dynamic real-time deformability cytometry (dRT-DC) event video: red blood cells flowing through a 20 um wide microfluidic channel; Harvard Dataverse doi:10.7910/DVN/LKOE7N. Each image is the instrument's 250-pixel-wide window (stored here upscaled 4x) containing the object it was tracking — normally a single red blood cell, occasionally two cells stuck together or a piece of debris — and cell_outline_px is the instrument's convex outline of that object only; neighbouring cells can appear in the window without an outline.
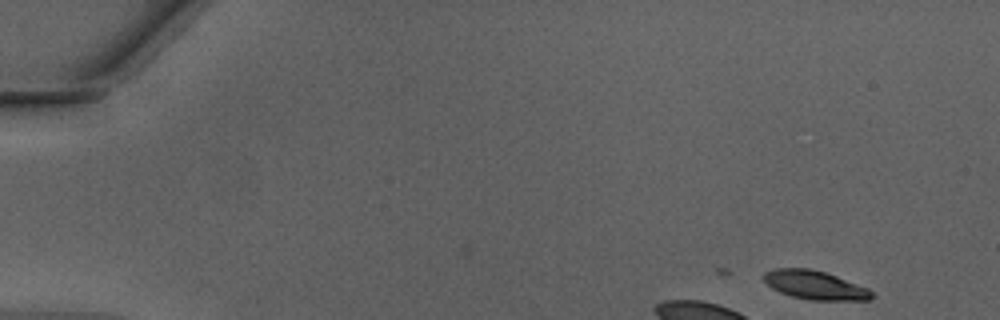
{"species": "Egyptian fruit bat (a non-hibernating species)", "species_latin": "Rousettus aegyptiacus", "temperature_condition": "warm", "stored_images_in_passage": 8, "camera_frame_rate_fps": 3000, "um_per_image_px": 0.085, "animal": {"sex": "male"}, "frame": {"image": 1, "passage_image": 1, "time_ms": 0.0, "image_size_px": [1000, 320], "cell_outline_px": [[876, 296], [872, 300], [812, 300], [792, 296], [780, 292], [772, 288], [764, 280], [764, 272], [776, 268], [812, 268], [836, 276], [868, 288]], "centroid_in_image_um": [69.3, 24.23], "position_along_channel_um": 15.7, "area_um2": 18.03}}